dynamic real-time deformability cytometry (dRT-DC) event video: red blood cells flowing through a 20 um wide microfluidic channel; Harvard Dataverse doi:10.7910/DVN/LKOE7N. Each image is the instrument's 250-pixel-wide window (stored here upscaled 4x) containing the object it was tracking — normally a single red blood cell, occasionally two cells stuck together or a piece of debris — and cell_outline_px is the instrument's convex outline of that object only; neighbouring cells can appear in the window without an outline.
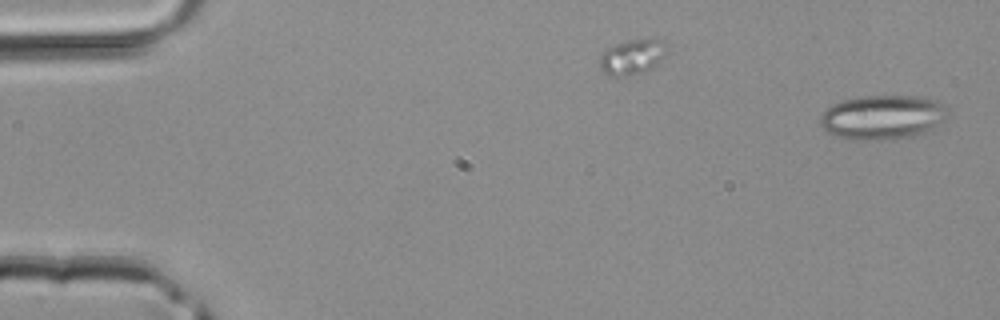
{"species": "common noctule bat (a hibernating species)", "species_latin": "Nyctalus noctula", "temperature_condition": "room temperature", "stored_images_in_passage": 33, "segment_of_instrument_passage": [1, 2], "camera_frame_rate_fps": 3000, "um_per_image_px": 0.085, "animal": {"sex": "male", "body_mass_g": 20.4}, "frame": {"image": 1, "passage_image": 1, "time_ms": 0.0, "image_size_px": [1000, 320], "cell_outline_px": [[948, 116], [944, 120], [928, 132], [916, 136], [892, 140], [852, 140], [828, 132], [820, 124], [820, 116], [832, 104], [844, 100], [864, 96], [916, 96], [936, 100], [944, 104], [948, 108]], "centroid_in_image_um": [75.08, 9.98], "position_along_channel_um": 9.9, "area_um2": 33.23}}